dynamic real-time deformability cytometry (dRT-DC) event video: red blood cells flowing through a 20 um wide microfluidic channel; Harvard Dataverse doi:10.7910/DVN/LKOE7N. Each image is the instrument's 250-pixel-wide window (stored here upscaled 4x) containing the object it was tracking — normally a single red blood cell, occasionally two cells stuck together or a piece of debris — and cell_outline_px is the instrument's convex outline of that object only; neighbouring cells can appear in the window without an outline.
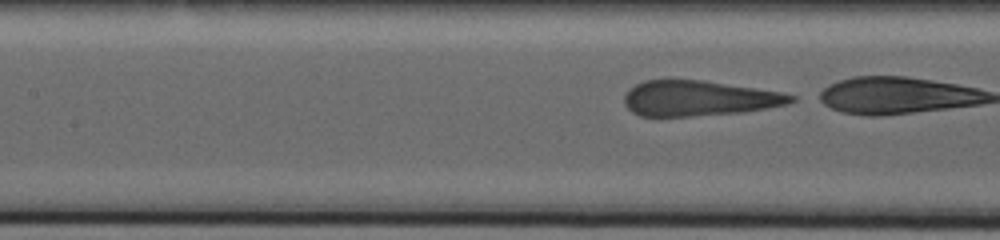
{"species": "human", "species_latin": "Homo sapiens", "temperature_condition": "warm", "stored_images_in_passage": 68, "segment_of_instrument_passage": [2, 2], "camera_frame_rate_fps": 3000, "um_per_image_px": 0.085, "donor": {"sex": "male"}, "frame": {"image": 1, "passage_image": 67, "time_ms": 22.0, "image_size_px": [1000, 240], "cell_outline_px": [[796, 100], [788, 104], [744, 112], [692, 116], [640, 116], [632, 112], [624, 104], [624, 96], [628, 88], [644, 80], [704, 80], [780, 92], [796, 96]], "centroid_in_image_um": [59.38, 8.36], "position_along_channel_um": 148.0, "area_um2": 34.33}}